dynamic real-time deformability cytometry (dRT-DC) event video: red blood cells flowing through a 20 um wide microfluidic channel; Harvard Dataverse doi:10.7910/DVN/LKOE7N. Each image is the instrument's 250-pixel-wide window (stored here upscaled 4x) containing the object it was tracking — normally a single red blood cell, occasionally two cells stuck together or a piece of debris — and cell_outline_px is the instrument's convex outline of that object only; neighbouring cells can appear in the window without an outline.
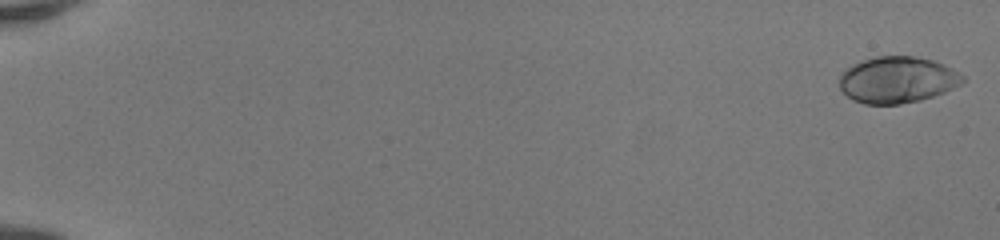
{"species": "human", "species_latin": "Homo sapiens", "temperature_condition": "room temperature", "stored_images_in_passage": 51, "camera_frame_rate_fps": 3000, "um_per_image_px": 0.085, "donor": {"sex": "female"}, "frame": {"image": 1, "passage_image": 1, "time_ms": 0.0, "image_size_px": [1000, 240], "cell_outline_px": [[964, 80], [960, 84], [944, 92], [920, 100], [900, 104], [864, 104], [852, 100], [840, 88], [840, 76], [852, 64], [860, 60], [876, 56], [912, 56], [932, 60], [944, 64], [960, 72], [964, 76]], "centroid_in_image_um": [76.27, 6.78], "position_along_channel_um": 8.7, "area_um2": 33.29}}
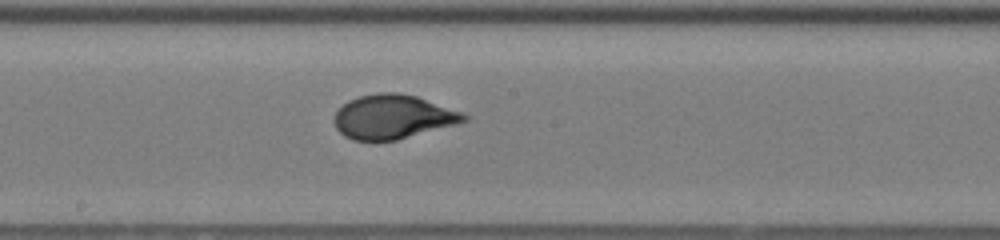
{"frame": {"image": 2, "passage_image": 30, "time_ms": 9.667, "image_size_px": [1000, 240], "cell_outline_px": [[468, 120], [456, 124], [396, 140], [352, 140], [344, 136], [336, 128], [336, 112], [348, 100], [360, 96], [376, 92], [400, 92], [416, 96], [464, 112], [468, 116]], "centroid_in_image_um": [33.42, 9.91], "position_along_channel_um": 214.8, "area_um2": 33.18}}
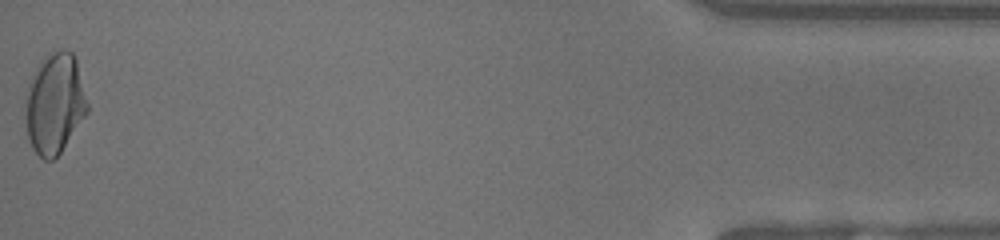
{"frame": {"image": 3, "passage_image": 51, "time_ms": 16.667, "image_size_px": [1000, 240], "cell_outline_px": [[88, 112], [60, 152], [52, 160], [44, 160], [32, 148], [28, 140], [24, 120], [24, 100], [28, 84], [40, 60], [48, 52], [60, 48], [64, 48], [72, 52], [76, 60], [88, 104]], "centroid_in_image_um": [4.61, 8.77], "position_along_channel_um": 430.6, "area_um2": 36.76}, "authors_computed_cell_mechanics": {"area_um2": 33.0616, "velocity_mm_per_s": 4.2034, "shape_relaxation_time_tau1_ms": 4.2646, "shape_relaxation_time_tau2_ms": null, "deformation_change_tau1": 0.2059, "deformation_change_tau2": null}}